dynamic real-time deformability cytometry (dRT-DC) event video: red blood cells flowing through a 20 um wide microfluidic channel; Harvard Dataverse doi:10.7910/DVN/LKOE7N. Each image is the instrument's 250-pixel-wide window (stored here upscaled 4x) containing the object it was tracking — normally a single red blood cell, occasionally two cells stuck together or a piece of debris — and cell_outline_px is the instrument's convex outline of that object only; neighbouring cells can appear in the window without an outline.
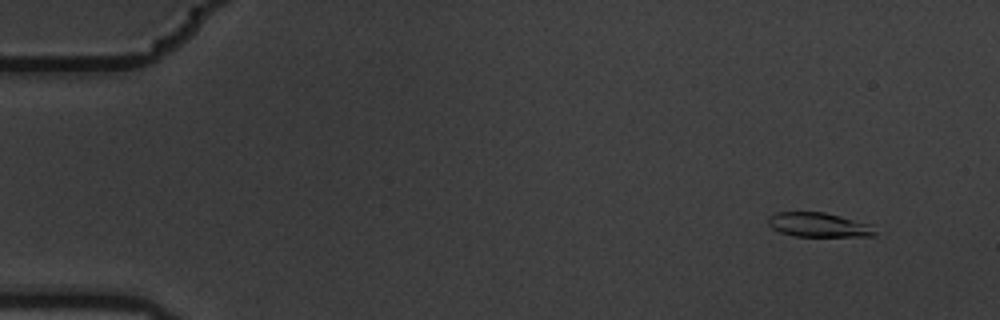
{"species": "common noctule bat (a hibernating species)", "species_latin": "Nyctalus noctula", "temperature_condition": "warm", "stored_images_in_passage": 5, "camera_frame_rate_fps": 3000, "um_per_image_px": 0.085, "animal": {"sex": "male", "body_mass_g": 19.5, "forearm_length_mm": 54.6}, "frame": {"image": 1, "passage_image": 1, "time_ms": 0.0, "image_size_px": [1000, 320], "cell_outline_px": [[876, 236], [792, 236], [780, 232], [772, 228], [768, 224], [768, 216], [776, 212], [824, 212], [840, 216], [868, 224], [876, 232]], "centroid_in_image_um": [69.52, 19.11], "position_along_channel_um": 15.5, "area_um2": 15.03}}